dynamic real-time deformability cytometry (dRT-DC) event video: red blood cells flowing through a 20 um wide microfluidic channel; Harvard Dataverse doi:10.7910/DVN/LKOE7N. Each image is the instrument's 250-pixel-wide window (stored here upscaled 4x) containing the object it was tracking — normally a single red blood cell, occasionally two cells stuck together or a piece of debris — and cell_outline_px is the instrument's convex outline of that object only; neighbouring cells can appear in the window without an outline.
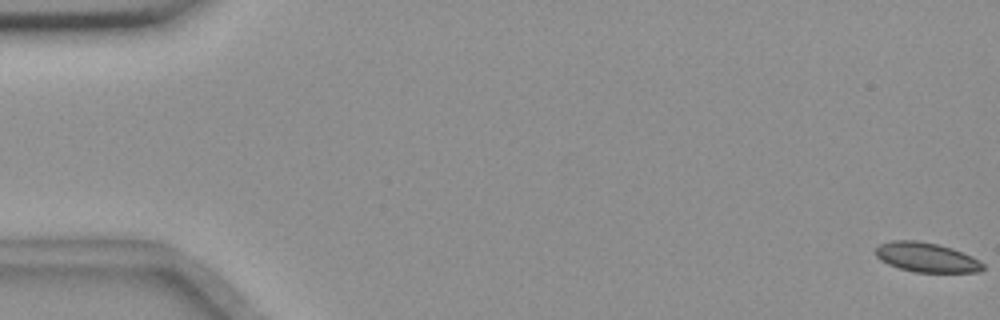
{"species": "common noctule bat (a hibernating species)", "species_latin": "Nyctalus noctula", "temperature_condition": "room temperature", "stored_images_in_passage": 18, "camera_frame_rate_fps": 3000, "um_per_image_px": 0.085, "animal": {"sex": "female", "body_mass_g": 18.4}, "frame": {"image": 1, "passage_image": 1, "time_ms": 0.0, "image_size_px": [1000, 320], "cell_outline_px": [[980, 268], [960, 272], [928, 272], [908, 268], [896, 264], [880, 256], [900, 244], [928, 244], [944, 248], [956, 252], [972, 260]], "centroid_in_image_um": [78.98, 21.98], "position_along_channel_um": 6.0, "area_um2": 13.58}}